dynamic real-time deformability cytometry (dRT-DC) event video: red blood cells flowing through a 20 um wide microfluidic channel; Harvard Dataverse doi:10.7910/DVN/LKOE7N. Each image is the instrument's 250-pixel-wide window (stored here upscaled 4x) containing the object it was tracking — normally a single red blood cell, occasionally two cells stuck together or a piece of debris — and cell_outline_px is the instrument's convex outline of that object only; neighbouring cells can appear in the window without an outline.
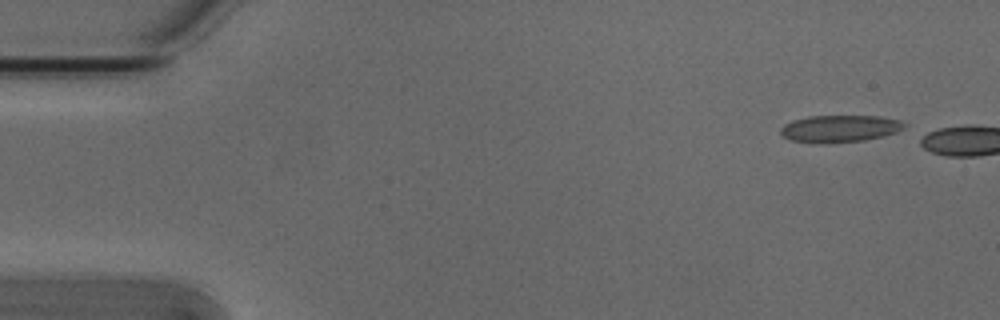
{"species": "Egyptian fruit bat (a non-hibernating species)", "species_latin": "Rousettus aegyptiacus", "temperature_condition": "cold", "stored_images_in_passage": 3, "camera_frame_rate_fps": 3000, "um_per_image_px": 0.085, "animal": {"sex": "male"}, "frame": {"image": 1, "passage_image": 1, "time_ms": 0.0, "image_size_px": [1000, 320], "cell_outline_px": [[908, 124], [904, 128], [896, 132], [884, 136], [864, 140], [792, 140], [784, 136], [780, 132], [780, 128], [784, 124], [792, 120], [808, 116], [876, 116], [900, 120]], "centroid_in_image_um": [71.45, 10.87], "position_along_channel_um": 13.6, "area_um2": 18.55}}